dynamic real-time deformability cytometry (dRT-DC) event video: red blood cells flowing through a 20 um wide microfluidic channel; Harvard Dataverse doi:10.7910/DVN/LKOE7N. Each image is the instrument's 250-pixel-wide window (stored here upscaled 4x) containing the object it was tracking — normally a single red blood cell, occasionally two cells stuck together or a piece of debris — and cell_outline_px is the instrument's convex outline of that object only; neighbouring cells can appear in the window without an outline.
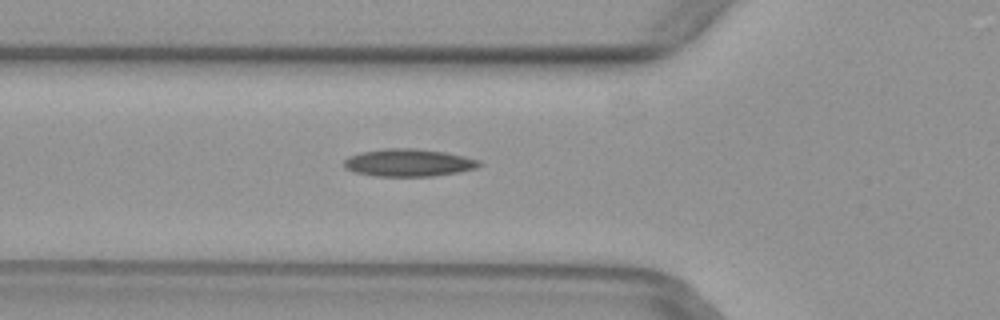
{"species": "common noctule bat (a hibernating species)", "species_latin": "Nyctalus noctula", "temperature_condition": "warm", "stored_images_in_passage": 44, "camera_frame_rate_fps": 3000, "um_per_image_px": 0.085, "animal": {"sex": "female", "body_mass_g": 29.2, "forearm_length_mm": 56.3}, "frame": {"image": 1, "passage_image": 12, "time_ms": 3.667, "image_size_px": [1000, 320], "cell_outline_px": [[484, 164], [476, 168], [460, 172], [432, 176], [376, 176], [356, 172], [344, 168], [344, 160], [348, 156], [360, 152], [384, 148], [416, 148], [444, 152], [464, 156], [480, 160]], "centroid_in_image_um": [34.74, 13.82], "position_along_channel_um": 91.1, "area_um2": 21.85}}
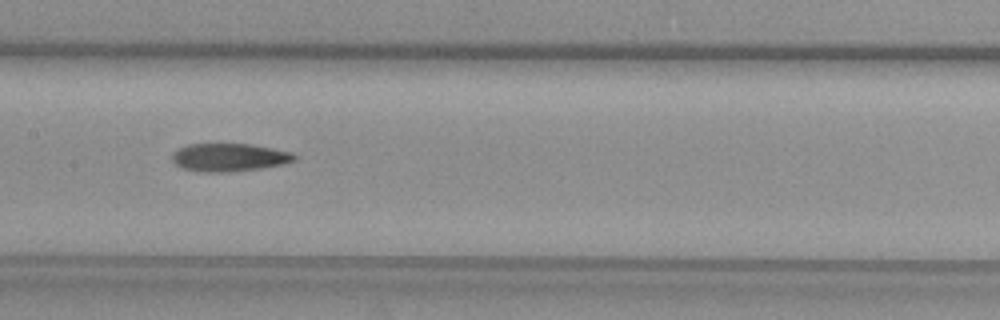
{"frame": {"image": 2, "passage_image": 19, "time_ms": 6.0, "image_size_px": [1000, 320], "cell_outline_px": [[296, 160], [284, 164], [260, 168], [228, 172], [200, 172], [184, 168], [176, 164], [172, 160], [172, 156], [180, 148], [188, 144], [252, 144], [292, 152], [296, 156]], "centroid_in_image_um": [19.52, 13.38], "position_along_channel_um": 187.9, "area_um2": 19.83}}
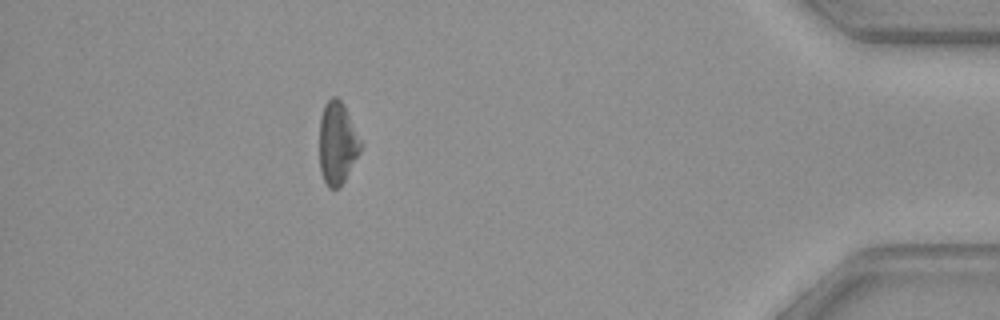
{"frame": {"image": 3, "passage_image": 39, "time_ms": 12.667, "image_size_px": [1000, 320], "cell_outline_px": [[364, 144], [360, 152], [340, 188], [328, 188], [320, 172], [320, 116], [324, 104], [332, 96], [336, 96], [344, 104]], "centroid_in_image_um": [28.69, 12.15], "position_along_channel_um": 406.5, "area_um2": 20.11}}